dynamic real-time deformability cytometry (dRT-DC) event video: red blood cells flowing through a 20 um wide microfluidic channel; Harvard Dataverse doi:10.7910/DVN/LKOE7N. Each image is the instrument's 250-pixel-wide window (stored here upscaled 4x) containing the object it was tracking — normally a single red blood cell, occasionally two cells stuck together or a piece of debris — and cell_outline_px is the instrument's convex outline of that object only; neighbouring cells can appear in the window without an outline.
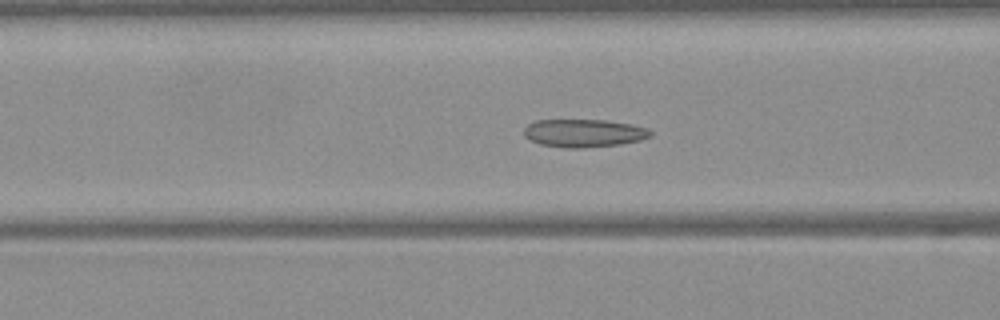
{"species": "Egyptian fruit bat (a non-hibernating species)", "species_latin": "Rousettus aegyptiacus", "temperature_condition": "warm", "stored_images_in_passage": 50, "camera_frame_rate_fps": 3000, "um_per_image_px": 0.085, "frame": {"image": 1, "passage_image": 20, "time_ms": 6.333, "image_size_px": [1000, 320], "cell_outline_px": [[652, 136], [640, 140], [620, 144], [580, 148], [564, 148], [540, 144], [524, 136], [524, 128], [528, 124], [536, 120], [608, 120], [632, 124], [648, 128], [652, 132]], "centroid_in_image_um": [49.64, 11.31], "position_along_channel_um": 117.0, "area_um2": 20.69}}
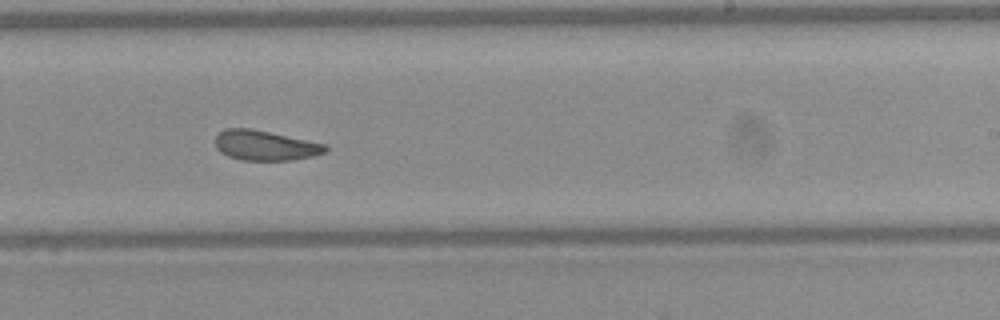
{"frame": {"image": 2, "passage_image": 31, "time_ms": 10.0, "image_size_px": [1000, 320], "cell_outline_px": [[328, 152], [312, 156], [292, 160], [240, 160], [228, 156], [220, 152], [216, 148], [216, 136], [224, 128], [248, 128], [328, 144]], "centroid_in_image_um": [22.56, 12.37], "position_along_channel_um": 266.4, "area_um2": 19.25}}
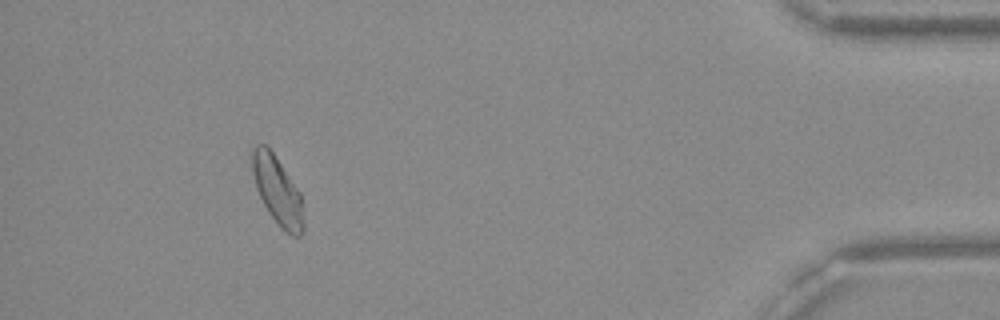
{"frame": {"image": 3, "passage_image": 46, "time_ms": 15.0, "image_size_px": [1000, 320], "cell_outline_px": [[304, 232], [300, 236], [292, 236], [280, 228], [268, 212], [256, 188], [252, 172], [248, 152], [256, 144], [264, 144], [272, 152], [300, 192], [304, 224]], "centroid_in_image_um": [23.55, 16.19], "position_along_channel_um": 411.7, "area_um2": 20.58}, "authors_computed_cell_mechanics": {"area_um2": 20.6346, "velocity_mm_per_s": 4.077, "shape_relaxation_time_tau1_ms": null, "shape_relaxation_time_tau2_ms": 2.0106, "deformation_change_tau1": null, "deformation_change_tau2": 0.0867}}